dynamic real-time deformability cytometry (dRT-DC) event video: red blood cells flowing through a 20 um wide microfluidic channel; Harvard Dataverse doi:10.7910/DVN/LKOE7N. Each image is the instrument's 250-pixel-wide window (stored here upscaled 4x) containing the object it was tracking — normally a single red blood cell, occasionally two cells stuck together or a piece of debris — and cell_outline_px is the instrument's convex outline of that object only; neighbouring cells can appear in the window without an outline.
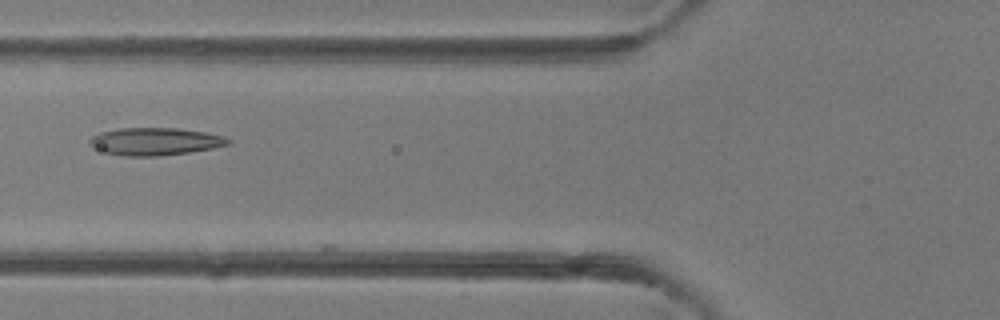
{"species": "common noctule bat (a hibernating species)", "species_latin": "Nyctalus noctula", "temperature_condition": "room temperature", "stored_images_in_passage": 5, "camera_frame_rate_fps": 3000, "um_per_image_px": 0.085, "animal": {"sex": "female"}, "frame": {"image": 1, "passage_image": 5, "time_ms": 4.333, "image_size_px": [1000, 320], "cell_outline_px": [[232, 144], [212, 148], [188, 152], [160, 156], [124, 156], [108, 152], [88, 144], [88, 140], [92, 136], [100, 132], [120, 128], [176, 128], [204, 132], [224, 136], [232, 140]], "centroid_in_image_um": [13.22, 12.02], "position_along_channel_um": 112.6, "area_um2": 22.08}}